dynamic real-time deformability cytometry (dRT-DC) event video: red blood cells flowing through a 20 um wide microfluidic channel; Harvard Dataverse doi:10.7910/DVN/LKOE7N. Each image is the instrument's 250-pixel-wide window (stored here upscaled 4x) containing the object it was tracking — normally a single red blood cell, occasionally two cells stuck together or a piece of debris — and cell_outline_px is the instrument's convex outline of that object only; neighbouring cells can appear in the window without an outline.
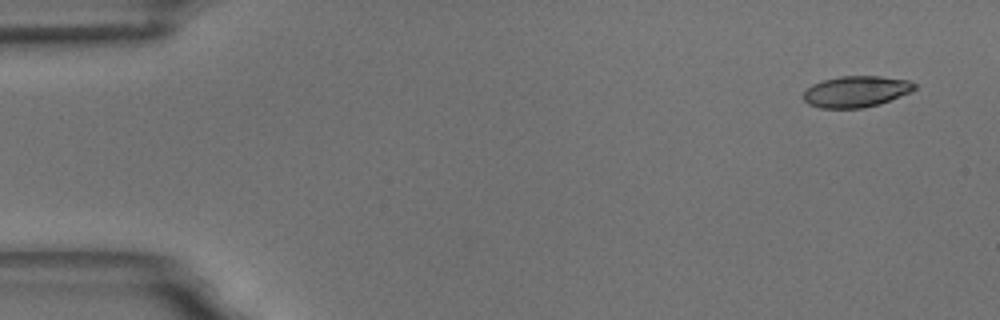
{"species": "common noctule bat (a hibernating species)", "species_latin": "Nyctalus noctula", "temperature_condition": "room temperature", "stored_images_in_passage": 6, "camera_frame_rate_fps": 3000, "um_per_image_px": 0.085, "animal": {"sex": "male", "body_mass_g": 18.8}, "frame": {"image": 1, "passage_image": 1, "time_ms": 0.0, "image_size_px": [1000, 320], "cell_outline_px": [[916, 88], [912, 92], [880, 104], [864, 108], [820, 108], [808, 104], [804, 100], [804, 92], [812, 84], [824, 80], [840, 76], [880, 76], [908, 80], [916, 84]], "centroid_in_image_um": [72.8, 7.78], "position_along_channel_um": 12.2, "area_um2": 20.29}}
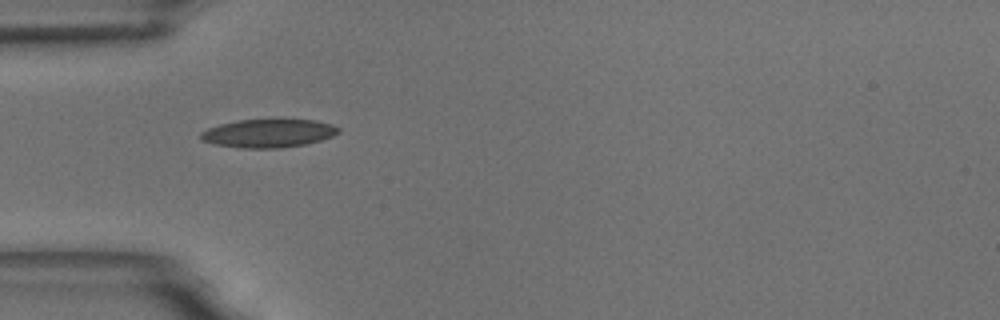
{"frame": {"image": 2, "passage_image": 5, "time_ms": 4.667, "image_size_px": [1000, 320], "cell_outline_px": [[340, 132], [332, 136], [320, 140], [304, 144], [280, 148], [240, 148], [216, 144], [200, 140], [200, 132], [208, 128], [220, 124], [240, 120], [316, 120], [332, 124], [340, 128]], "centroid_in_image_um": [22.81, 11.33], "position_along_channel_um": 62.2, "area_um2": 22.6}}
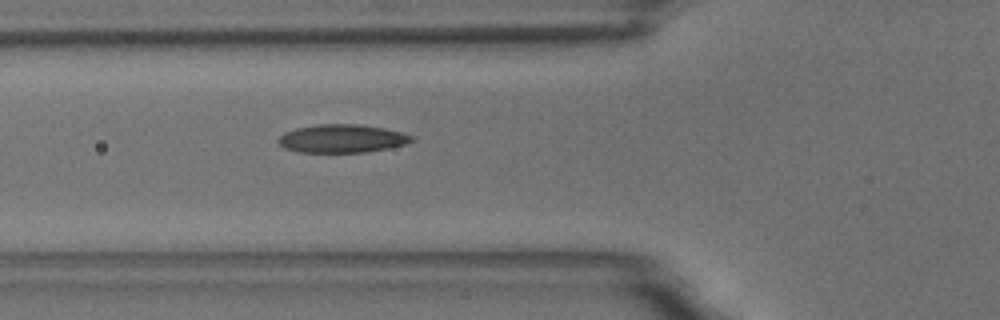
{"frame": {"image": 3, "passage_image": 6, "time_ms": 5.667, "image_size_px": [1000, 320], "cell_outline_px": [[412, 140], [404, 144], [388, 148], [364, 152], [300, 152], [284, 148], [276, 140], [284, 132], [296, 128], [316, 124], [360, 124], [384, 128], [404, 132], [412, 136]], "centroid_in_image_um": [29.04, 11.77], "position_along_channel_um": 96.8, "area_um2": 21.91}}